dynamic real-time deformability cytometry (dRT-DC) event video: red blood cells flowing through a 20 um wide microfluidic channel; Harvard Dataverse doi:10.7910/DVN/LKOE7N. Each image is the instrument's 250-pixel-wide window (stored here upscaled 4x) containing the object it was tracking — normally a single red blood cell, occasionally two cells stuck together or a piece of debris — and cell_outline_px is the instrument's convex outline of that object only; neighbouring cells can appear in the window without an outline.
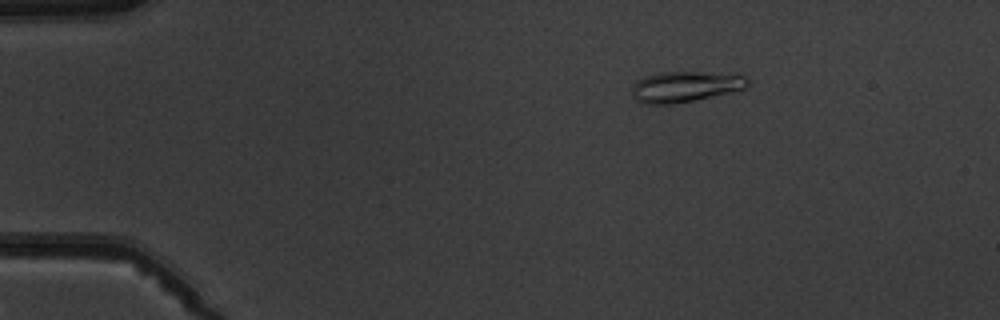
{"species": "common noctule bat (a hibernating species)", "species_latin": "Nyctalus noctula", "temperature_condition": "warm", "stored_images_in_passage": 3, "camera_frame_rate_fps": 3000, "um_per_image_px": 0.085, "animal": {"sex": "male", "body_mass_g": 19.5, "forearm_length_mm": 54.6}, "frame": {"image": 1, "passage_image": 1, "time_ms": 0.0, "image_size_px": [1000, 320], "cell_outline_px": [[752, 80], [744, 88], [728, 92], [692, 100], [672, 104], [644, 104], [636, 100], [632, 96], [632, 88], [636, 80], [660, 72], [696, 72], [744, 76]], "centroid_in_image_um": [58.18, 7.37], "position_along_channel_um": 26.8, "area_um2": 20.23}}